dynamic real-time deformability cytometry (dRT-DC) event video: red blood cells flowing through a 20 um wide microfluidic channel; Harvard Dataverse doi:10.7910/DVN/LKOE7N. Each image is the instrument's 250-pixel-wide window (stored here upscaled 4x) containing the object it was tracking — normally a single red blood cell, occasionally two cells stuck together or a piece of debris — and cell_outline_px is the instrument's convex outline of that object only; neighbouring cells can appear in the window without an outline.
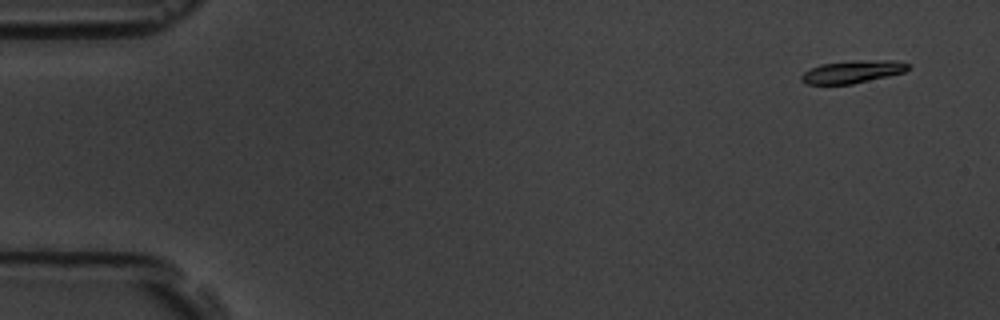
{"species": "common noctule bat (a hibernating species)", "species_latin": "Nyctalus noctula", "temperature_condition": "room temperature", "stored_images_in_passage": 5, "camera_frame_rate_fps": 3000, "um_per_image_px": 0.085, "animal": {"sex": "male", "body_mass_g": 19.5, "forearm_length_mm": 54.6}, "frame": {"image": 1, "passage_image": 1, "time_ms": 0.0, "image_size_px": [1000, 320], "cell_outline_px": [[912, 64], [904, 72], [888, 76], [852, 84], [808, 84], [800, 80], [800, 76], [804, 72], [820, 64], [860, 60], [892, 60]], "centroid_in_image_um": [72.47, 6.09], "position_along_channel_um": 12.5, "area_um2": 13.99}}
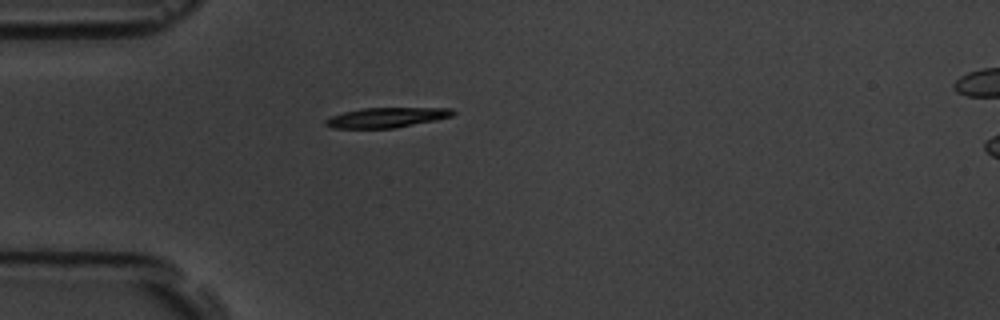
{"frame": {"image": 2, "passage_image": 4, "time_ms": 4.333, "image_size_px": [1000, 320], "cell_outline_px": [[456, 112], [452, 116], [436, 120], [396, 128], [332, 128], [324, 124], [324, 120], [332, 116], [344, 112], [364, 108], [452, 108]], "centroid_in_image_um": [32.87, 9.99], "position_along_channel_um": 52.1, "area_um2": 14.8}}